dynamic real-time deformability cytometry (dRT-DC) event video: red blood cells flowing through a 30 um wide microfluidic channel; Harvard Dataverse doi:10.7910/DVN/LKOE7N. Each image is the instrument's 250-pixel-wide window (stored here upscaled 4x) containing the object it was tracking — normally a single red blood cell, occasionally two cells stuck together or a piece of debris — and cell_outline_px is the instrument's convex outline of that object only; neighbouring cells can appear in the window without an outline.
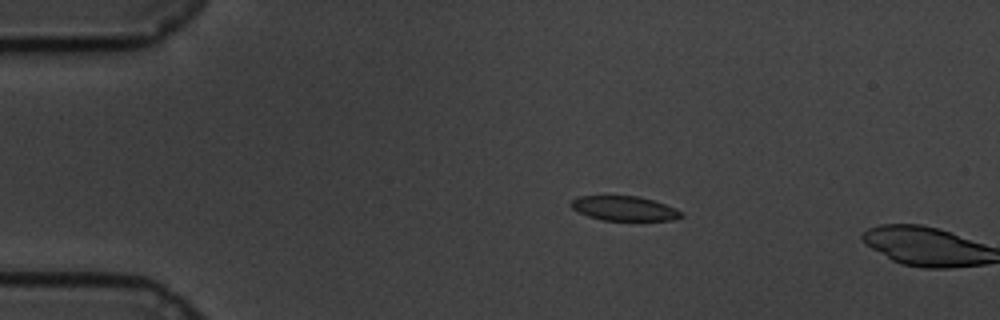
{"species": "common noctule bat (a hibernating species)", "species_latin": "Nyctalus noctula", "temperature_condition": "cold", "stored_images_in_passage": 14, "camera_frame_rate_fps": 3000, "um_per_image_px": 0.085, "animal": {"sex": "male", "body_mass_g": 19.5, "forearm_length_mm": 54.6}, "frame": {"image": 1, "passage_image": 12, "time_ms": 3.667, "image_size_px": [1000, 320], "cell_outline_px": [[684, 216], [672, 220], [604, 220], [588, 216], [572, 208], [568, 204], [572, 200], [580, 196], [640, 196], [676, 208], [684, 212]], "centroid_in_image_um": [53.09, 17.71], "position_along_channel_um": 31.9, "area_um2": 15.72}}